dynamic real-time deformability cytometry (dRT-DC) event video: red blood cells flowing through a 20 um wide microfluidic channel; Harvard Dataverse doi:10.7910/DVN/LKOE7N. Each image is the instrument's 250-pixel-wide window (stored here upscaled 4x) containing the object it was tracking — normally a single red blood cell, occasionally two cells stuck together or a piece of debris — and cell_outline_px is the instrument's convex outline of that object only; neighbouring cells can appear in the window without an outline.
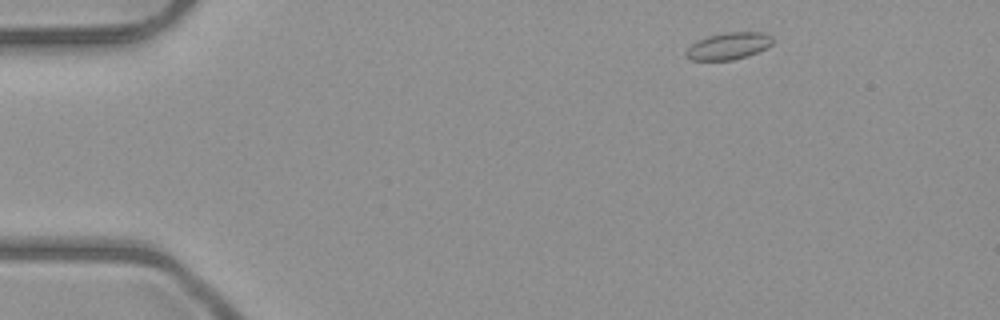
{"species": "common noctule bat (a hibernating species)", "species_latin": "Nyctalus noctula", "temperature_condition": "room temperature", "stored_images_in_passage": 5, "camera_frame_rate_fps": 3000, "um_per_image_px": 0.085, "animal": {"sex": "male", "body_mass_g": 23.1, "forearm_length_mm": 52.7}, "frame": {"image": 1, "passage_image": 1, "time_ms": 0.0, "image_size_px": [1000, 320], "cell_outline_px": [[772, 44], [748, 56], [732, 60], [688, 60], [684, 56], [684, 52], [696, 40], [708, 36], [724, 32], [764, 32], [772, 36]], "centroid_in_image_um": [61.87, 3.91], "position_along_channel_um": 23.1, "area_um2": 13.7}}
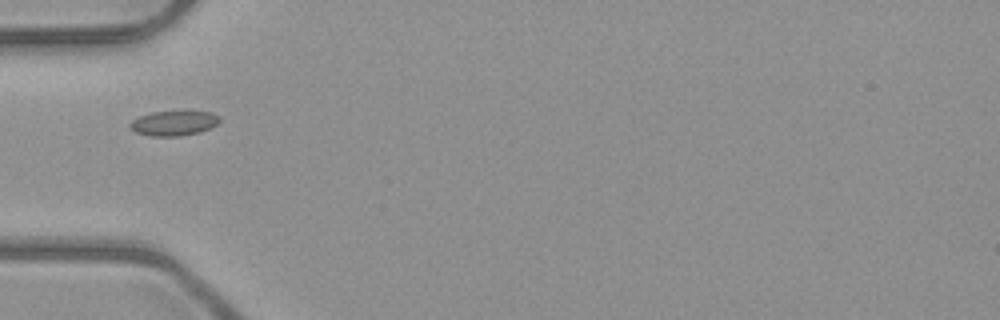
{"frame": {"image": 2, "passage_image": 4, "time_ms": 3.333, "image_size_px": [1000, 320], "cell_outline_px": [[220, 120], [216, 124], [200, 132], [180, 136], [152, 136], [136, 132], [128, 128], [128, 124], [132, 120], [140, 116], [152, 112], [212, 112], [220, 116]], "centroid_in_image_um": [14.74, 10.48], "position_along_channel_um": 70.3, "area_um2": 12.83}}
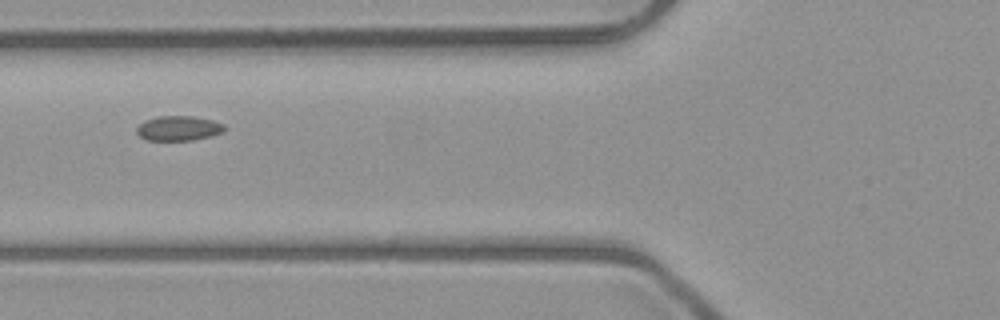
{"frame": {"image": 3, "passage_image": 5, "time_ms": 4.333, "image_size_px": [1000, 320], "cell_outline_px": [[228, 128], [224, 132], [212, 136], [192, 140], [148, 140], [140, 136], [136, 132], [136, 128], [144, 120], [160, 116], [192, 116], [212, 120], [224, 124]], "centroid_in_image_um": [15.22, 10.9], "position_along_channel_um": 110.6, "area_um2": 12.77}}